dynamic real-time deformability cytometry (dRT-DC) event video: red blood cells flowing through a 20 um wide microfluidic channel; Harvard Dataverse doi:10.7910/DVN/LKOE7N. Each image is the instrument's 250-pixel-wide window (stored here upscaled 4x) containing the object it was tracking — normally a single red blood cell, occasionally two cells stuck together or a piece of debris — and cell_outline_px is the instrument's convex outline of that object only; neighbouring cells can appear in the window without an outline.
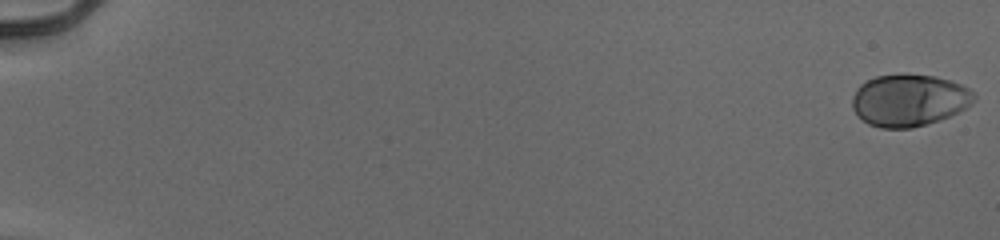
{"species": "human", "species_latin": "Homo sapiens", "temperature_condition": "cold", "stored_images_in_passage": 55, "camera_frame_rate_fps": 3000, "um_per_image_px": 0.085, "donor": {"sex": "male"}, "frame": {"image": 1, "passage_image": 1, "time_ms": 0.0, "image_size_px": [1000, 240], "cell_outline_px": [[976, 100], [972, 104], [940, 120], [912, 128], [880, 128], [868, 124], [852, 108], [852, 96], [856, 88], [860, 84], [876, 76], [904, 72], [936, 76], [960, 84], [976, 92]], "centroid_in_image_um": [77.27, 8.49], "position_along_channel_um": 7.7, "area_um2": 37.34}}
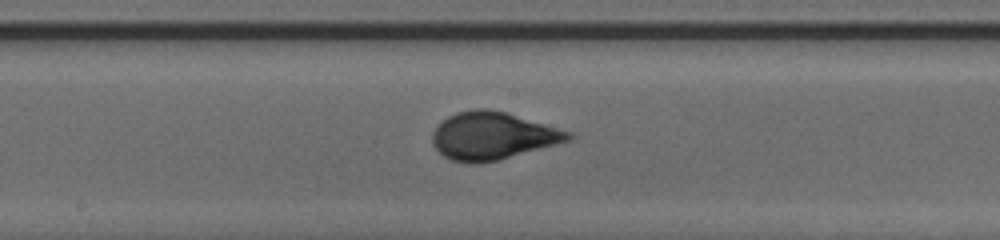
{"frame": {"image": 2, "passage_image": 32, "time_ms": 10.333, "image_size_px": [1000, 240], "cell_outline_px": [[576, 136], [572, 140], [500, 160], [476, 164], [472, 164], [452, 160], [444, 156], [432, 144], [432, 132], [448, 116], [456, 112], [476, 108], [484, 108], [504, 112], [572, 132]], "centroid_in_image_um": [41.89, 11.56], "position_along_channel_um": 206.3, "area_um2": 37.63}}
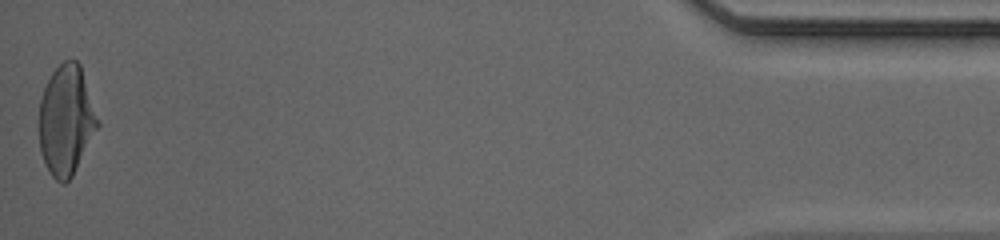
{"frame": {"image": 3, "passage_image": 55, "time_ms": 18.0, "image_size_px": [1000, 240], "cell_outline_px": [[100, 124], [72, 176], [64, 184], [60, 184], [52, 176], [40, 152], [40, 100], [44, 88], [52, 72], [64, 60], [76, 60], [80, 64], [100, 120]], "centroid_in_image_um": [5.65, 10.21], "position_along_channel_um": 429.6, "area_um2": 37.34}, "authors_computed_cell_mechanics": {"area_um2": 36.414, "velocity_mm_per_s": 3.9406, "shape_relaxation_time_tau1_ms": 4.0783, "shape_relaxation_time_tau2_ms": null, "deformation_change_tau1": 0.1803, "deformation_change_tau2": null}}